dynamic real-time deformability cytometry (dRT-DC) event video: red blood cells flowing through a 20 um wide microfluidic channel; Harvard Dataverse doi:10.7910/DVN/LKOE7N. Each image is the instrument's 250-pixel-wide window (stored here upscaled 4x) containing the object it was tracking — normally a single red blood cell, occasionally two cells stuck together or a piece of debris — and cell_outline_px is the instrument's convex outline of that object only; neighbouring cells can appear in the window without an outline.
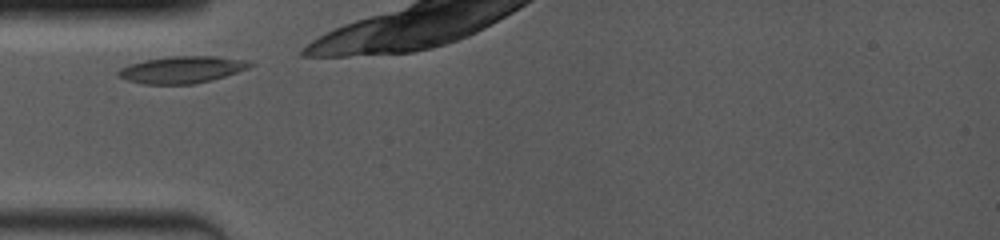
{"species": "common noctule bat (a hibernating species)", "species_latin": "Nyctalus noctula", "temperature_condition": "room temperature", "stored_images_in_passage": 20, "camera_frame_rate_fps": 4000, "um_per_image_px": 0.085, "animal": {"sex": "female", "body_mass_g": 19.0, "forearm_length_mm": 53.3}, "frame": {"image": 1, "passage_image": 1, "time_ms": 0.0, "image_size_px": [1000, 240], "cell_outline_px": [[252, 64], [248, 68], [212, 80], [192, 84], [140, 84], [116, 76], [116, 72], [120, 68], [128, 64], [144, 60], [172, 56], [216, 56], [248, 60]], "centroid_in_image_um": [15.41, 5.92], "position_along_channel_um": 69.6, "area_um2": 20.69}}
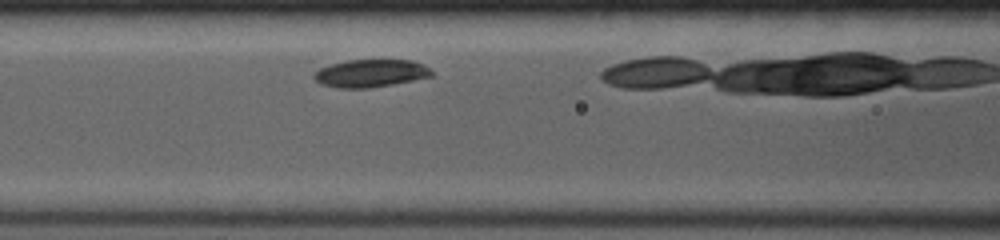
{"frame": {"image": 2, "passage_image": 6, "time_ms": 1.75, "image_size_px": [1000, 240], "cell_outline_px": [[432, 76], [392, 84], [368, 88], [336, 88], [320, 84], [312, 76], [312, 72], [328, 64], [348, 60], [412, 60], [424, 64], [432, 72]], "centroid_in_image_um": [31.43, 6.22], "position_along_channel_um": 135.2, "area_um2": 19.07}}